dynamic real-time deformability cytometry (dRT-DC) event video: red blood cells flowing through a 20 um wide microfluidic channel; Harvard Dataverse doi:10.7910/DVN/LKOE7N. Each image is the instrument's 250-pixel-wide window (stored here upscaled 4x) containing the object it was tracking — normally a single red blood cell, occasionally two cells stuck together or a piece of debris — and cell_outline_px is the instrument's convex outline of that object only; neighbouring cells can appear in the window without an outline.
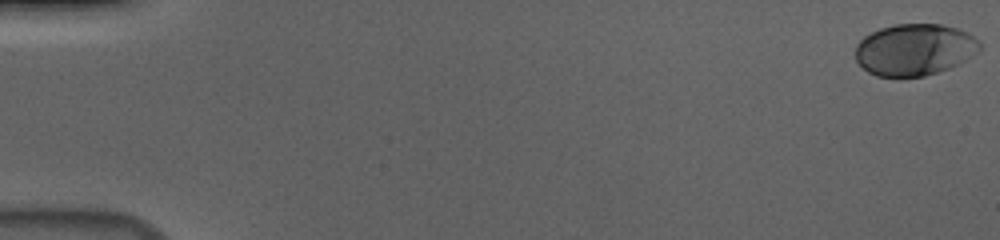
{"species": "human", "species_latin": "Homo sapiens", "temperature_condition": "cold", "stored_images_in_passage": 57, "camera_frame_rate_fps": 3000, "um_per_image_px": 0.085, "donor": {"sex": "male"}, "frame": {"image": 1, "passage_image": 1, "time_ms": 0.0, "image_size_px": [1000, 240], "cell_outline_px": [[980, 52], [948, 68], [924, 76], [876, 76], [868, 72], [856, 60], [856, 44], [864, 36], [880, 28], [896, 24], [940, 24], [956, 28], [968, 32], [980, 40]], "centroid_in_image_um": [77.75, 4.2], "position_along_channel_um": 7.3, "area_um2": 37.34}}
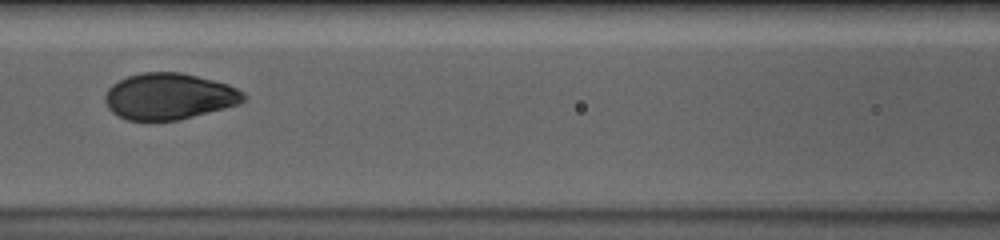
{"frame": {"image": 2, "passage_image": 27, "time_ms": 8.667, "image_size_px": [1000, 240], "cell_outline_px": [[244, 100], [240, 104], [180, 120], [128, 120], [112, 112], [108, 108], [104, 100], [104, 96], [108, 88], [112, 84], [128, 76], [140, 72], [180, 72], [228, 84], [244, 92]], "centroid_in_image_um": [14.36, 8.19], "position_along_channel_um": 152.2, "area_um2": 37.34}}
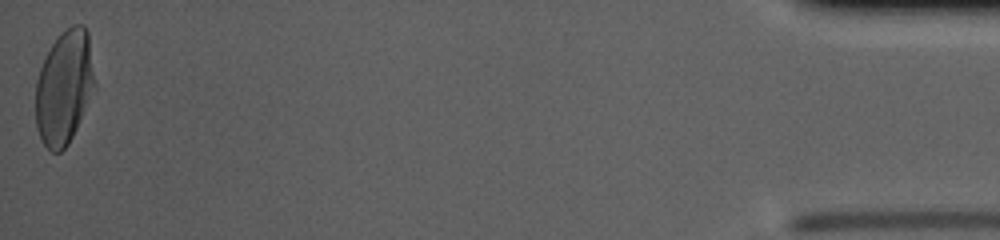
{"frame": {"image": 3, "passage_image": 57, "time_ms": 18.667, "image_size_px": [1000, 240], "cell_outline_px": [[96, 88], [68, 144], [60, 152], [52, 152], [44, 144], [36, 128], [36, 80], [40, 68], [52, 44], [72, 24], [84, 24], [88, 32], [96, 84]], "centroid_in_image_um": [5.48, 7.43], "position_along_channel_um": 429.7, "area_um2": 39.07}, "authors_computed_cell_mechanics": {"area_um2": 37.7434, "velocity_mm_per_s": 3.6833, "shape_relaxation_time_tau1_ms": 3.5439, "shape_relaxation_time_tau2_ms": null, "deformation_change_tau1": 0.1613, "deformation_change_tau2": null}}